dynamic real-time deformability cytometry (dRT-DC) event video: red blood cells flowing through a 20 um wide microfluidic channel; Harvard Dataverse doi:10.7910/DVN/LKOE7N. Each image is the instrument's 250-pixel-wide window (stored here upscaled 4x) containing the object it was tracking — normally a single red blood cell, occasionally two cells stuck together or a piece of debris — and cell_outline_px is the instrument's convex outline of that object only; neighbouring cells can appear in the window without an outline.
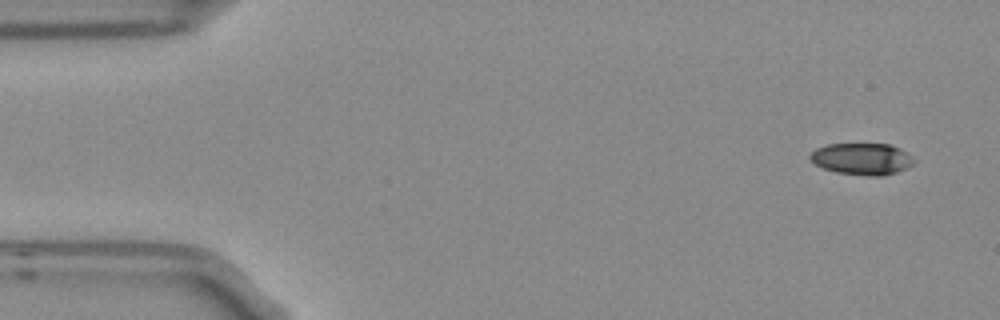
{"species": "Egyptian fruit bat (a non-hibernating species)", "species_latin": "Rousettus aegyptiacus", "temperature_condition": "room temperature", "stored_images_in_passage": 2, "segment_of_instrument_passage": [2, 2], "camera_frame_rate_fps": 3000, "um_per_image_px": 0.085, "frame": {"image": 1, "passage_image": 2, "time_ms": 0.333, "image_size_px": [1000, 320], "cell_outline_px": [[916, 160], [908, 168], [896, 172], [880, 176], [868, 176], [836, 172], [824, 168], [816, 164], [808, 156], [816, 148], [828, 144], [888, 144], [900, 148]], "centroid_in_image_um": [73.28, 13.5], "position_along_channel_um": 11.7, "area_um2": 19.07}}